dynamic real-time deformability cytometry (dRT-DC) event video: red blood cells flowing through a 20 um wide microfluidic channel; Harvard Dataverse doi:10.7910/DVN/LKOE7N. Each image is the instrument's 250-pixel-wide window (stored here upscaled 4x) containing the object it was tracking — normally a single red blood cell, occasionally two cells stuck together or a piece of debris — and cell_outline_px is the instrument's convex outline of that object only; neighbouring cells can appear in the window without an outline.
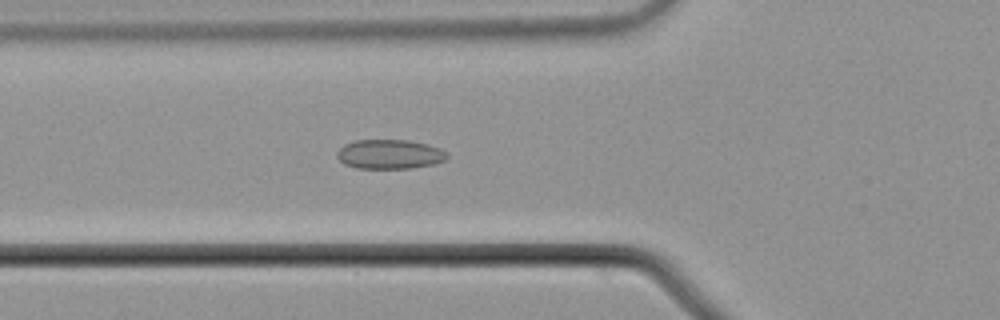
{"species": "common noctule bat (a hibernating species)", "species_latin": "Nyctalus noctula", "temperature_condition": "cold", "stored_images_in_passage": 49, "camera_frame_rate_fps": 3000, "um_per_image_px": 0.085, "animal": {"sex": "male", "body_mass_g": 21.5, "forearm_length_mm": 52.0}, "frame": {"image": 1, "passage_image": 15, "time_ms": 4.667, "image_size_px": [1000, 320], "cell_outline_px": [[448, 156], [444, 160], [432, 164], [412, 168], [356, 168], [344, 164], [336, 156], [336, 152], [344, 144], [356, 140], [408, 140], [428, 144], [440, 148], [448, 152]], "centroid_in_image_um": [33.11, 13.1], "position_along_channel_um": 92.7, "area_um2": 18.9}}
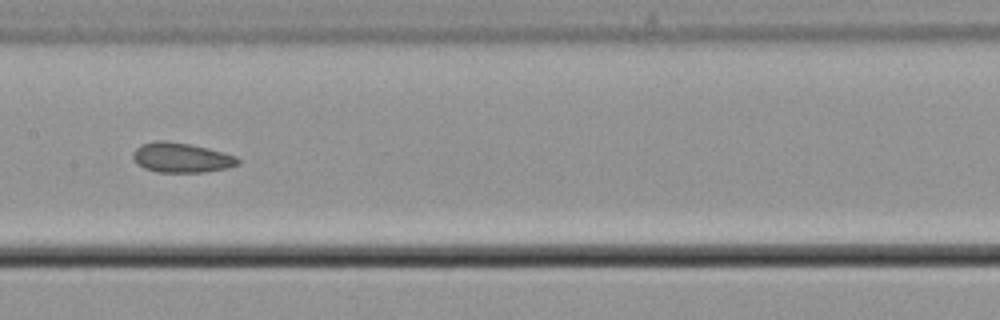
{"frame": {"image": 2, "passage_image": 23, "time_ms": 7.333, "image_size_px": [1000, 320], "cell_outline_px": [[240, 164], [228, 168], [204, 172], [156, 172], [144, 168], [136, 164], [132, 156], [132, 152], [140, 144], [156, 140], [164, 140], [188, 144], [208, 148], [236, 156], [240, 160]], "centroid_in_image_um": [15.39, 13.4], "position_along_channel_um": 192.0, "area_um2": 18.38}}
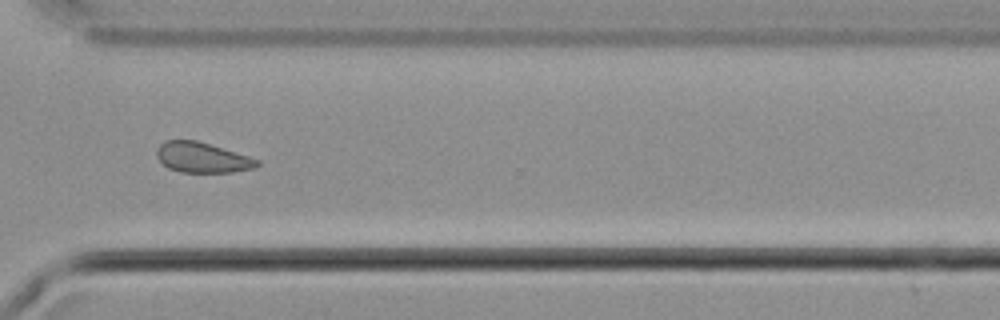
{"frame": {"image": 3, "passage_image": 36, "time_ms": 11.667, "image_size_px": [1000, 320], "cell_outline_px": [[260, 164], [256, 168], [232, 172], [180, 172], [168, 168], [156, 156], [156, 152], [160, 144], [164, 140], [196, 140], [248, 156], [260, 160]], "centroid_in_image_um": [17.19, 13.39], "position_along_channel_um": 353.4, "area_um2": 17.63}}